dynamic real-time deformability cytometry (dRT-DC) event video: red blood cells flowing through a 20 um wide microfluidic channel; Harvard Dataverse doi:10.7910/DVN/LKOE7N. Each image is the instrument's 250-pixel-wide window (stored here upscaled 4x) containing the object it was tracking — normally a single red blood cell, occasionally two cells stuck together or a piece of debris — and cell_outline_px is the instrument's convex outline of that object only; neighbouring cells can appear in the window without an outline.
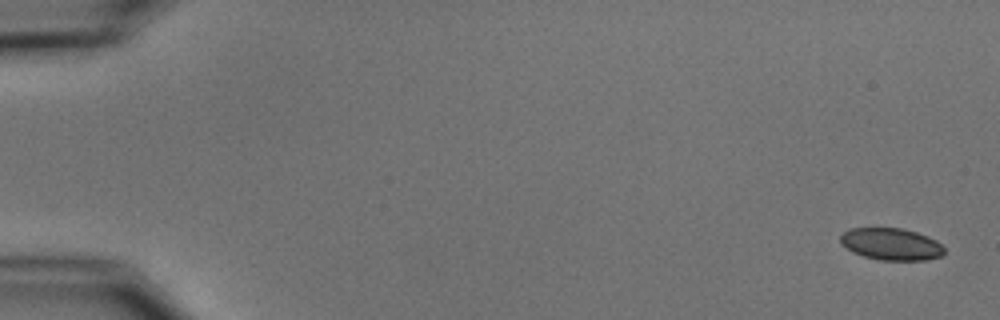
{"species": "common noctule bat (a hibernating species)", "species_latin": "Nyctalus noctula", "temperature_condition": "cold", "stored_images_in_passage": 7, "camera_frame_rate_fps": 3000, "um_per_image_px": 0.085, "animal": {"sex": "male", "body_mass_g": 15.6}, "frame": {"image": 1, "passage_image": 1, "time_ms": 0.0, "image_size_px": [1000, 320], "cell_outline_px": [[944, 252], [940, 256], [924, 260], [880, 260], [864, 256], [852, 252], [840, 244], [840, 236], [848, 228], [904, 228], [928, 236], [936, 240], [944, 248]], "centroid_in_image_um": [75.72, 20.74], "position_along_channel_um": 9.3, "area_um2": 19.42}}
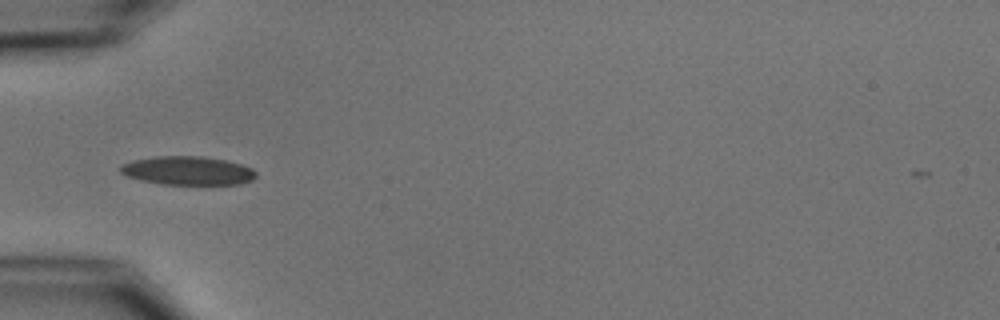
{"frame": {"image": 2, "passage_image": 5, "time_ms": 5.667, "image_size_px": [1000, 320], "cell_outline_px": [[256, 176], [252, 180], [240, 184], [164, 184], [140, 180], [124, 176], [120, 172], [120, 164], [132, 160], [156, 156], [204, 156], [224, 160], [240, 164], [252, 168], [256, 172]], "centroid_in_image_um": [15.92, 14.5], "position_along_channel_um": 69.1, "area_um2": 22.72}}